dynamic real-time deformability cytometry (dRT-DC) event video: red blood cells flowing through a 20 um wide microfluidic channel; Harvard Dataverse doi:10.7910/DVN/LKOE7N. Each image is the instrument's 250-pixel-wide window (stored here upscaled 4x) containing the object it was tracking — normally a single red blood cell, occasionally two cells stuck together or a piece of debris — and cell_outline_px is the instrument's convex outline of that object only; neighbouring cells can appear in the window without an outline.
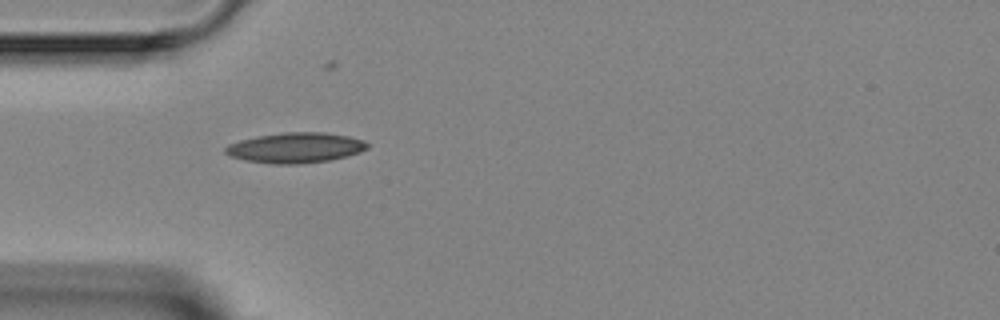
{"species": "Egyptian fruit bat (a non-hibernating species)", "species_latin": "Rousettus aegyptiacus", "temperature_condition": "room temperature", "stored_images_in_passage": 4, "camera_frame_rate_fps": 3000, "um_per_image_px": 0.085, "animal": {"sex": "female"}, "frame": {"image": 1, "passage_image": 2, "time_ms": 1.0, "image_size_px": [1000, 320], "cell_outline_px": [[368, 148], [360, 152], [328, 160], [300, 164], [276, 164], [244, 160], [232, 156], [224, 152], [224, 148], [228, 144], [240, 140], [256, 136], [280, 132], [324, 132], [348, 136], [364, 140], [368, 144]], "centroid_in_image_um": [25.09, 12.55], "position_along_channel_um": 59.9, "area_um2": 25.03}}
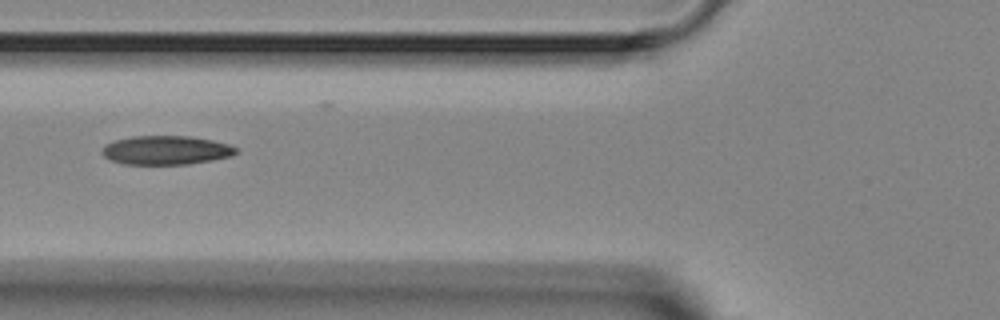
{"frame": {"image": 2, "passage_image": 3, "time_ms": 2.333, "image_size_px": [1000, 320], "cell_outline_px": [[240, 152], [232, 156], [212, 160], [188, 164], [124, 164], [108, 160], [100, 152], [104, 144], [116, 140], [132, 136], [192, 136], [212, 140], [228, 144], [236, 148]], "centroid_in_image_um": [14.1, 12.77], "position_along_channel_um": 111.7, "area_um2": 22.77}}
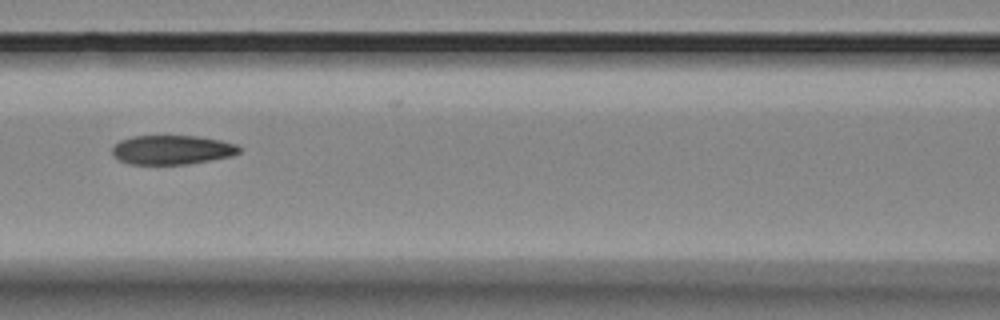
{"frame": {"image": 3, "passage_image": 4, "time_ms": 3.333, "image_size_px": [1000, 320], "cell_outline_px": [[240, 152], [232, 156], [188, 164], [128, 164], [112, 156], [112, 148], [120, 140], [132, 136], [196, 136], [220, 140], [236, 144], [240, 148]], "centroid_in_image_um": [14.6, 12.74], "position_along_channel_um": 152.0, "area_um2": 21.62}}